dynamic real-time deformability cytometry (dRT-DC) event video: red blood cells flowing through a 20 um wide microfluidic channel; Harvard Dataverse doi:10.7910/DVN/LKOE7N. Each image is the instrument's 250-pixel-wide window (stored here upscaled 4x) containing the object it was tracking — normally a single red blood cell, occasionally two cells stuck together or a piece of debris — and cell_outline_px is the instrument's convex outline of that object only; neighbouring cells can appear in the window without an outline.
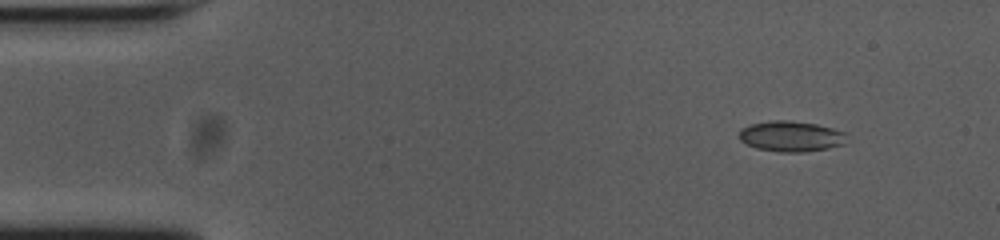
{"species": "common noctule bat (a hibernating species)", "species_latin": "Nyctalus noctula", "temperature_condition": "cold", "stored_images_in_passage": 49, "camera_frame_rate_fps": 3000, "um_per_image_px": 0.085, "animal": {"sex": "female", "body_mass_g": 23.0, "forearm_length_mm": 53.4}, "frame": {"image": 1, "passage_image": 1, "time_ms": 0.0, "image_size_px": [1000, 240], "cell_outline_px": [[844, 144], [828, 148], [800, 152], [780, 152], [756, 148], [740, 140], [740, 128], [752, 124], [772, 120], [788, 120], [816, 124], [832, 128], [844, 132]], "centroid_in_image_um": [67.21, 11.58], "position_along_channel_um": 17.8, "area_um2": 18.9}}
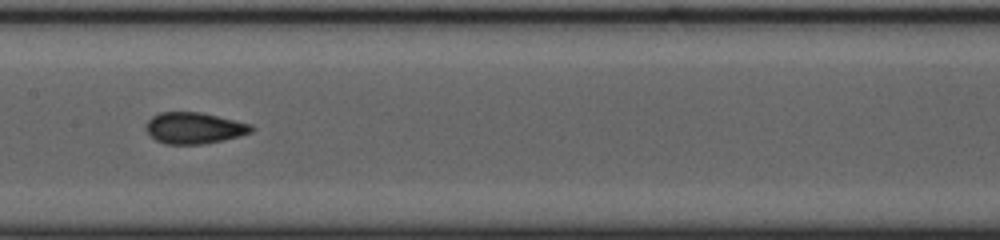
{"frame": {"image": 2, "passage_image": 22, "time_ms": 7.0, "image_size_px": [1000, 240], "cell_outline_px": [[256, 128], [252, 132], [240, 136], [204, 144], [164, 144], [156, 140], [144, 128], [148, 120], [152, 116], [160, 112], [200, 112], [252, 124]], "centroid_in_image_um": [16.52, 10.88], "position_along_channel_um": 190.9, "area_um2": 19.31}}
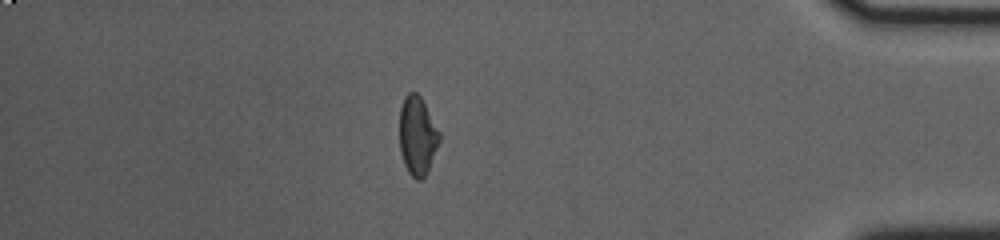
{"frame": {"image": 3, "passage_image": 42, "time_ms": 13.667, "image_size_px": [1000, 240], "cell_outline_px": [[440, 140], [428, 172], [420, 180], [416, 180], [408, 172], [404, 164], [400, 152], [400, 108], [404, 96], [408, 92], [416, 92], [420, 96], [440, 132]], "centroid_in_image_um": [35.47, 11.55], "position_along_channel_um": 399.7, "area_um2": 18.32}, "authors_computed_cell_mechanics": {"area_um2": 18.7272, "velocity_mm_per_s": 3.7611, "shape_relaxation_time_tau1_ms": null, "shape_relaxation_time_tau2_ms": 1.2155, "deformation_change_tau1": null, "deformation_change_tau2": 0.0575}}